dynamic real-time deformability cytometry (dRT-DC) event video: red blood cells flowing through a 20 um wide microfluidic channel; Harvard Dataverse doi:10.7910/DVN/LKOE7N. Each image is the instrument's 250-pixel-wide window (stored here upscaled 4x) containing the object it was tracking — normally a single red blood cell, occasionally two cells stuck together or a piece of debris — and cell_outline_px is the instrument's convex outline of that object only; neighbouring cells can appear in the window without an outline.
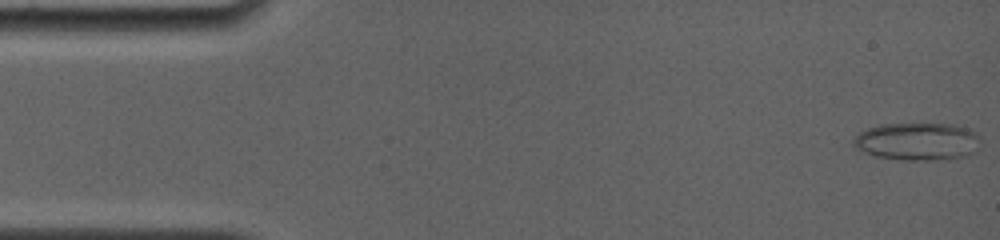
{"species": "common noctule bat (a hibernating species)", "species_latin": "Nyctalus noctula", "temperature_condition": "room temperature", "stored_images_in_passage": 47, "camera_frame_rate_fps": 4000, "um_per_image_px": 0.085, "animal": {"sex": "female", "body_mass_g": 19.0, "forearm_length_mm": 56.7}, "frame": {"image": 1, "passage_image": 1, "time_ms": 0.0, "image_size_px": [1000, 240], "cell_outline_px": [[980, 148], [976, 152], [964, 156], [948, 160], [900, 160], [876, 156], [864, 152], [856, 148], [852, 144], [852, 140], [860, 132], [868, 128], [880, 124], [952, 124], [964, 128], [972, 132], [980, 140]], "centroid_in_image_um": [77.97, 12.04], "position_along_channel_um": 7.0, "area_um2": 27.98}}
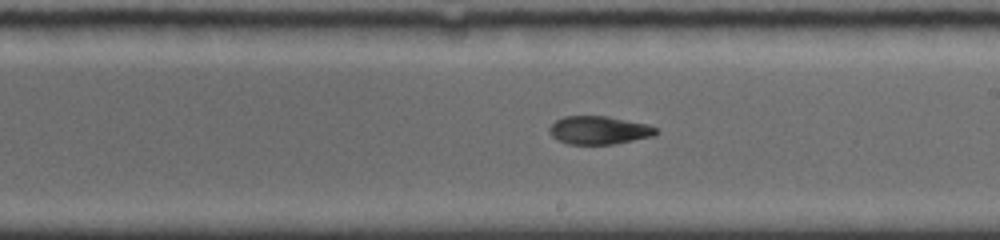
{"frame": {"image": 2, "passage_image": 26, "time_ms": 9.25, "image_size_px": [1000, 240], "cell_outline_px": [[660, 132], [652, 136], [612, 144], [568, 144], [556, 140], [548, 132], [548, 128], [556, 120], [564, 116], [608, 116], [648, 124], [656, 128]], "centroid_in_image_um": [50.89, 11.06], "position_along_channel_um": 238.1, "area_um2": 17.57}}
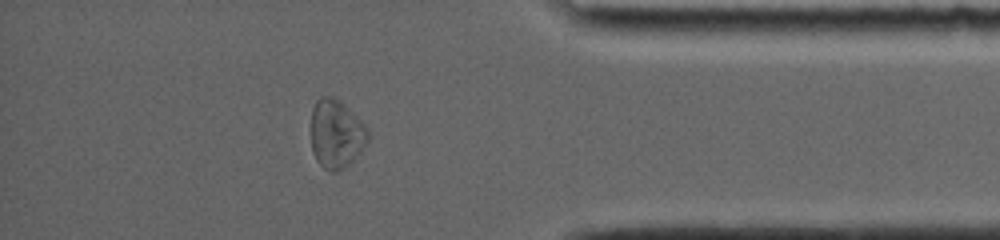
{"frame": {"image": 3, "passage_image": 41, "time_ms": 14.0, "image_size_px": [1000, 240], "cell_outline_px": [[368, 140], [360, 152], [344, 168], [336, 172], [332, 172], [324, 168], [316, 160], [312, 152], [312, 108], [316, 100], [320, 96], [332, 96], [340, 100], [368, 128]], "centroid_in_image_um": [28.57, 11.37], "position_along_channel_um": 406.6, "area_um2": 22.66}, "authors_computed_cell_mechanics": {"area_um2": 19.652, "velocity_mm_per_s": 3.8182, "shape_relaxation_time_tau1_ms": null, "shape_relaxation_time_tau2_ms": 2.427, "deformation_change_tau1": null, "deformation_change_tau2": 0.0804}}